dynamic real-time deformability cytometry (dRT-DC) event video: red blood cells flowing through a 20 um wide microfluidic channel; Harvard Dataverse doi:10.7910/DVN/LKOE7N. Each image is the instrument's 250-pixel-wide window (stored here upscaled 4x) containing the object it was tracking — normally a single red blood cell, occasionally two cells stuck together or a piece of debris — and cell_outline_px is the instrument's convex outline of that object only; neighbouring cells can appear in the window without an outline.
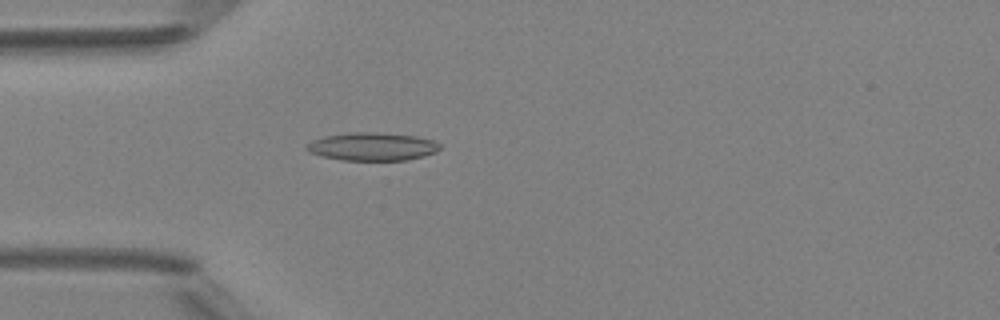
{"species": "Egyptian fruit bat (a non-hibernating species)", "species_latin": "Rousettus aegyptiacus", "temperature_condition": "room temperature", "stored_images_in_passage": 36, "camera_frame_rate_fps": 3000, "um_per_image_px": 0.085, "animal": {"sex": "female"}, "frame": {"image": 1, "passage_image": 1, "time_ms": 0.0, "image_size_px": [1000, 320], "cell_outline_px": [[440, 148], [436, 152], [424, 156], [404, 160], [344, 160], [320, 156], [308, 152], [304, 148], [312, 140], [324, 136], [352, 132], [376, 132], [416, 136], [432, 140], [440, 144]], "centroid_in_image_um": [31.62, 12.46], "position_along_channel_um": 53.4, "area_um2": 21.79}}
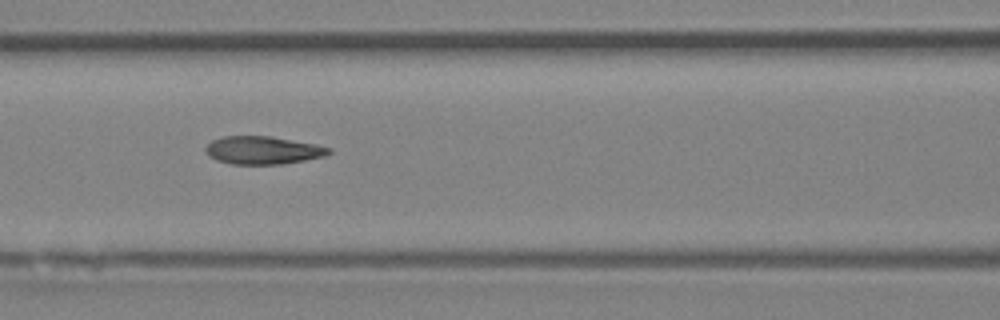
{"frame": {"image": 2, "passage_image": 8, "time_ms": 2.333, "image_size_px": [1000, 320], "cell_outline_px": [[332, 152], [324, 156], [284, 164], [232, 164], [216, 160], [208, 156], [204, 148], [212, 140], [224, 136], [272, 136], [316, 144], [332, 148]], "centroid_in_image_um": [22.35, 12.77], "position_along_channel_um": 144.3, "area_um2": 20.17}}
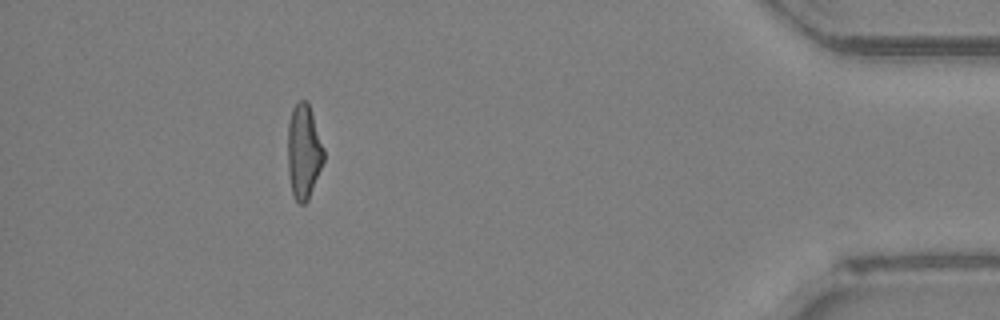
{"frame": {"image": 3, "passage_image": 31, "time_ms": 10.0, "image_size_px": [1000, 320], "cell_outline_px": [[324, 160], [308, 200], [304, 204], [300, 204], [292, 196], [288, 172], [288, 124], [292, 108], [300, 100], [308, 100], [324, 148]], "centroid_in_image_um": [25.81, 12.88], "position_along_channel_um": 409.4, "area_um2": 19.94}, "authors_computed_cell_mechanics": {"area_um2": 20.1144, "velocity_mm_per_s": 4.2127, "shape_relaxation_time_tau1_ms": null, "shape_relaxation_time_tau2_ms": 2.6411, "deformation_change_tau1": null, "deformation_change_tau2": 0.1006}}